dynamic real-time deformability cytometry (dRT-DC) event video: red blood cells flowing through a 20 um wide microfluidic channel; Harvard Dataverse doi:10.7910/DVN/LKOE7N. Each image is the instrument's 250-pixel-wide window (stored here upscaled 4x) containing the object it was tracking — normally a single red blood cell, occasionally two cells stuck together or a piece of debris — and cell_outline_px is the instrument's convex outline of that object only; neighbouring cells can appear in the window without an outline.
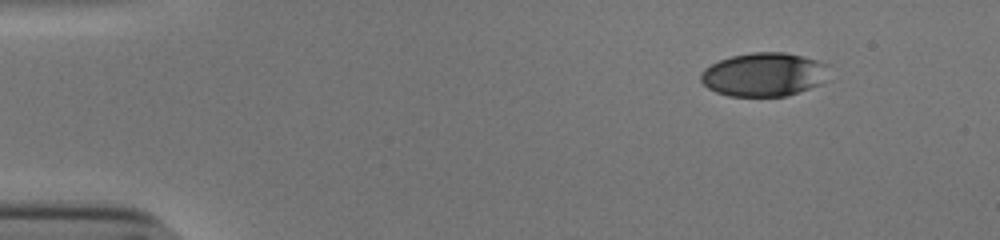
{"species": "human", "species_latin": "Homo sapiens", "temperature_condition": "cold", "stored_images_in_passage": 43, "camera_frame_rate_fps": 3000, "um_per_image_px": 0.085, "donor": {"sex": "male"}, "frame": {"image": 1, "passage_image": 1, "time_ms": 0.0, "image_size_px": [1000, 240], "cell_outline_px": [[832, 80], [788, 96], [728, 96], [716, 92], [708, 88], [700, 80], [700, 72], [704, 68], [720, 60], [732, 56], [752, 52], [784, 52], [832, 64]], "centroid_in_image_um": [65.04, 6.34], "position_along_channel_um": 20.0, "area_um2": 33.41}}
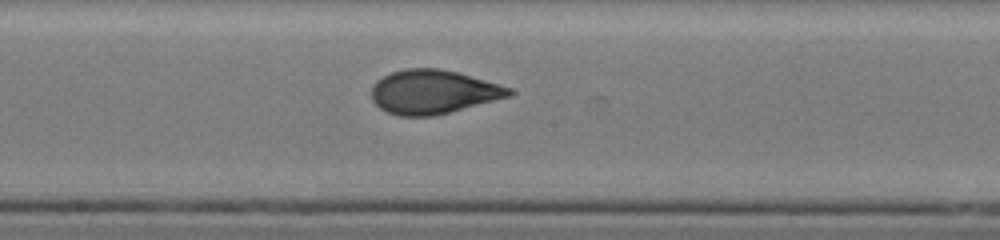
{"frame": {"image": 2, "passage_image": 24, "time_ms": 7.667, "image_size_px": [1000, 240], "cell_outline_px": [[516, 92], [512, 96], [432, 116], [400, 116], [388, 112], [380, 108], [372, 100], [372, 84], [376, 80], [392, 72], [404, 68], [440, 68], [456, 72], [512, 88]], "centroid_in_image_um": [36.81, 7.8], "position_along_channel_um": 211.4, "area_um2": 35.08}}
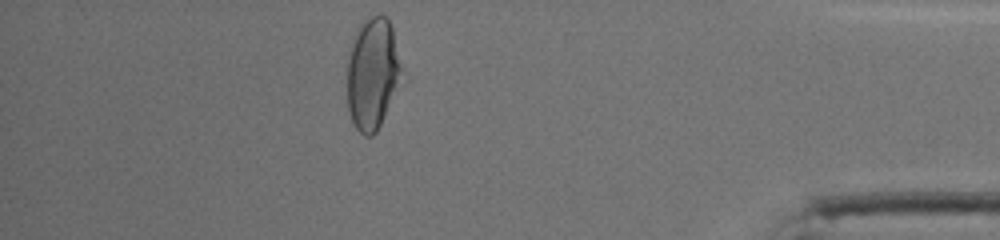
{"frame": {"image": 3, "passage_image": 42, "time_ms": 13.667, "image_size_px": [1000, 240], "cell_outline_px": [[404, 68], [380, 124], [376, 132], [372, 136], [364, 136], [356, 128], [348, 112], [348, 60], [352, 36], [360, 24], [368, 16], [380, 12], [388, 20], [392, 28]], "centroid_in_image_um": [31.65, 6.18], "position_along_channel_um": 403.5, "area_um2": 35.37}, "authors_computed_cell_mechanics": {"area_um2": 35.0268, "velocity_mm_per_s": 3.8603, "shape_relaxation_time_tau1_ms": 4.8455, "shape_relaxation_time_tau2_ms": 0.9655, "deformation_change_tau1": 0.1765, "deformation_change_tau2": 0.062}}